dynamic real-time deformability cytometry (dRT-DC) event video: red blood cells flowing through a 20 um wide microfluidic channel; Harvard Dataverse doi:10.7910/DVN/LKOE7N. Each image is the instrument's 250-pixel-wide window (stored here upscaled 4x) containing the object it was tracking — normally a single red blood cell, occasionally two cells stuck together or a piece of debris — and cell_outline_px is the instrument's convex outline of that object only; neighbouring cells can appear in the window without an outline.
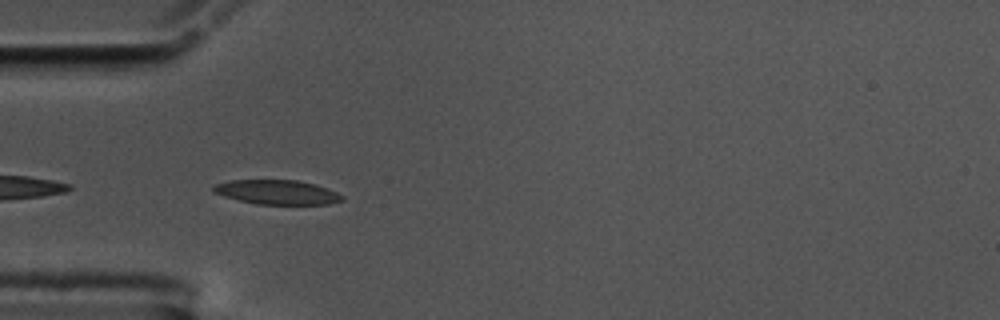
{"species": "common noctule bat (a hibernating species)", "species_latin": "Nyctalus noctula", "temperature_condition": "cold", "stored_images_in_passage": 4, "camera_frame_rate_fps": 3000, "um_per_image_px": 0.085, "animal": {"sex": "male", "body_mass_g": 17.5, "forearm_length_mm": 52.3}, "frame": {"image": 1, "passage_image": 2, "time_ms": 0.333, "image_size_px": [1000, 320], "cell_outline_px": [[344, 200], [328, 204], [256, 204], [224, 196], [212, 192], [212, 188], [216, 184], [228, 180], [296, 180], [316, 184], [328, 188], [344, 196]], "centroid_in_image_um": [23.56, 16.33], "position_along_channel_um": 61.4, "area_um2": 18.32}}